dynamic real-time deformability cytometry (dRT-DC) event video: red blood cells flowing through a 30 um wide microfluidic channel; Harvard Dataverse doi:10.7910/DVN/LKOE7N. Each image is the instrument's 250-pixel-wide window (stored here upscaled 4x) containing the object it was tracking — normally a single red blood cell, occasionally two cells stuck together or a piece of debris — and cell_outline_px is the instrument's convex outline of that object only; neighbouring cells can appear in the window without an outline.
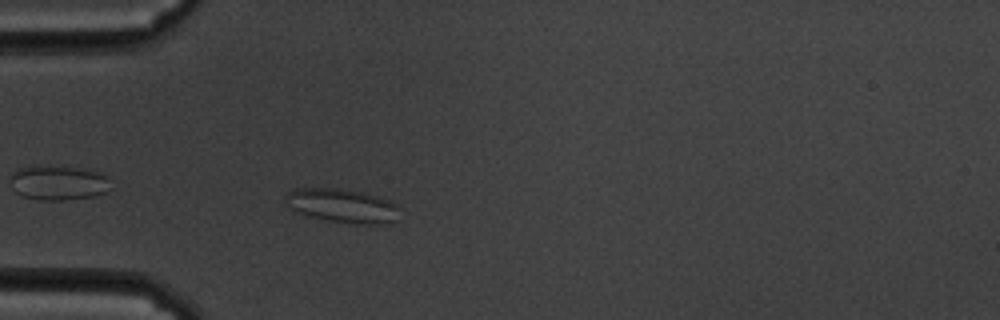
{"species": "common noctule bat (a hibernating species)", "species_latin": "Nyctalus noctula", "temperature_condition": "cold", "stored_images_in_passage": 45, "camera_frame_rate_fps": 3000, "um_per_image_px": 0.085, "animal": {"sex": "male", "body_mass_g": 19.5, "forearm_length_mm": 54.6}, "frame": {"image": 1, "passage_image": 3, "time_ms": 0.667, "image_size_px": [1000, 320], "cell_outline_px": [[400, 208], [392, 224], [364, 224], [332, 220], [312, 216], [300, 212], [284, 204], [284, 196], [292, 188], [340, 188], [364, 192], [392, 200], [400, 204]], "centroid_in_image_um": [29.14, 17.45], "position_along_channel_um": 55.9, "area_um2": 22.66}}
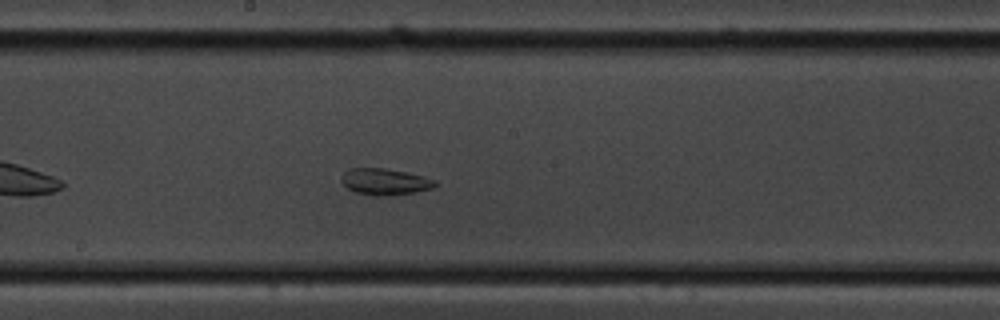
{"frame": {"image": 2, "passage_image": 18, "time_ms": 5.667, "image_size_px": [1000, 320], "cell_outline_px": [[436, 188], [416, 192], [388, 196], [372, 196], [356, 192], [348, 188], [340, 180], [340, 176], [348, 168], [384, 168], [424, 176], [436, 180]], "centroid_in_image_um": [32.72, 15.45], "position_along_channel_um": 215.5, "area_um2": 14.62}}
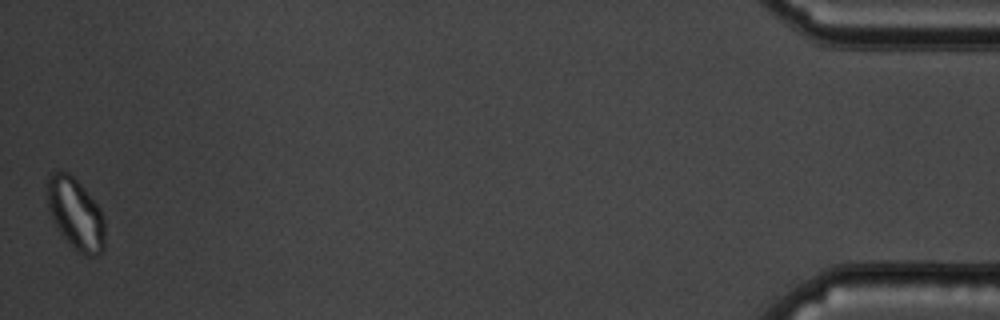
{"frame": {"image": 3, "passage_image": 45, "time_ms": 14.667, "image_size_px": [1000, 320], "cell_outline_px": [[104, 248], [100, 256], [84, 256], [76, 252], [60, 232], [48, 208], [48, 172], [68, 172], [84, 188], [100, 208], [104, 220]], "centroid_in_image_um": [6.45, 18.22], "position_along_channel_um": 428.7, "area_um2": 23.87}}